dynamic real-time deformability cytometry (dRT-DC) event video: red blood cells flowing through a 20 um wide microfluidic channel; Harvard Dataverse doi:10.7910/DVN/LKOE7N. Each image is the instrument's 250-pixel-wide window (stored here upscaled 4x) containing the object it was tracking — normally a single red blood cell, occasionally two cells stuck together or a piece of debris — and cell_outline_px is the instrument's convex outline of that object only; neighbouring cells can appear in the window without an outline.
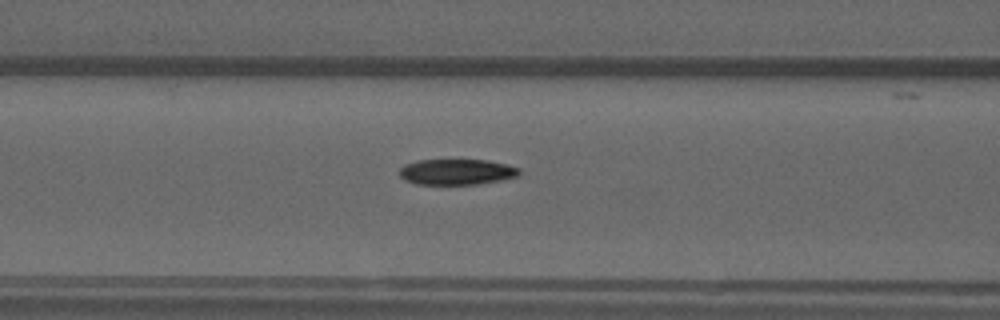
{"species": "common noctule bat (a hibernating species)", "species_latin": "Nyctalus noctula", "temperature_condition": "warm", "stored_images_in_passage": 11, "camera_frame_rate_fps": 3000, "um_per_image_px": 0.085, "animal": {"sex": "male", "forearm_length_mm": 52.5}, "frame": {"image": 1, "passage_image": 9, "time_ms": 2.667, "image_size_px": [1000, 320], "cell_outline_px": [[520, 176], [500, 180], [476, 184], [416, 184], [404, 180], [400, 176], [400, 168], [404, 164], [416, 160], [488, 160], [508, 164], [520, 168]], "centroid_in_image_um": [38.83, 14.6], "position_along_channel_um": 127.8, "area_um2": 18.09}}